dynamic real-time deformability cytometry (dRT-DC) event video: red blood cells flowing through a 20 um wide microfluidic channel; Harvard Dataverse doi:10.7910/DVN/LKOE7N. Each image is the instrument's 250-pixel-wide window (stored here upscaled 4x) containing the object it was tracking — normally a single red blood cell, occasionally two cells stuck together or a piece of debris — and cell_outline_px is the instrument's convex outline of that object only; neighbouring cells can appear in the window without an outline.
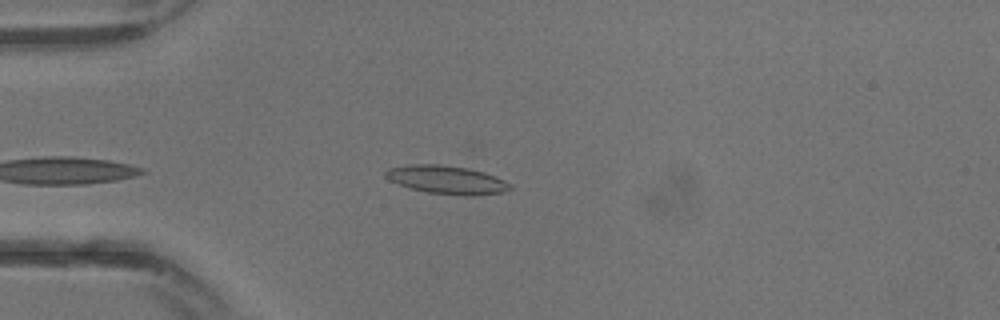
{"species": "common noctule bat (a hibernating species)", "species_latin": "Nyctalus noctula", "temperature_condition": "warm", "stored_images_in_passage": 22, "camera_frame_rate_fps": 3000, "um_per_image_px": 0.085, "animal": {"sex": "male", "body_mass_g": 13.3}, "frame": {"image": 1, "passage_image": 2, "time_ms": 0.333, "image_size_px": [1000, 320], "cell_outline_px": [[512, 188], [504, 192], [472, 196], [464, 196], [428, 192], [412, 188], [388, 180], [384, 176], [384, 172], [388, 168], [412, 164], [440, 164], [468, 168], [484, 172], [504, 180], [512, 184]], "centroid_in_image_um": [37.99, 15.28], "position_along_channel_um": 47.0, "area_um2": 20.58}}
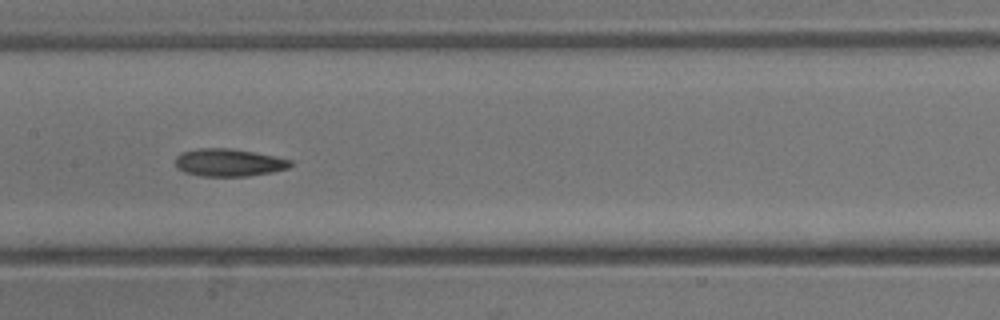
{"frame": {"image": 2, "passage_image": 9, "time_ms": 2.667, "image_size_px": [1000, 320], "cell_outline_px": [[292, 164], [288, 168], [272, 172], [248, 176], [200, 176], [184, 172], [176, 168], [176, 156], [180, 152], [200, 148], [228, 148], [252, 152], [292, 160]], "centroid_in_image_um": [19.4, 13.82], "position_along_channel_um": 188.0, "area_um2": 18.44}}
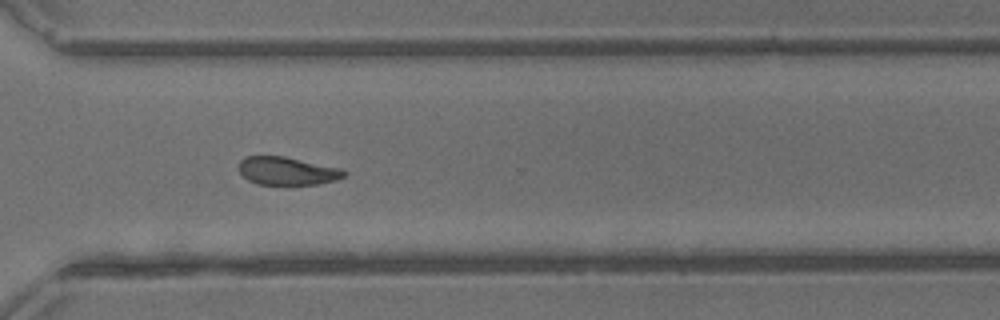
{"frame": {"image": 3, "passage_image": 16, "time_ms": 5.0, "image_size_px": [1000, 320], "cell_outline_px": [[348, 172], [344, 176], [336, 180], [316, 184], [256, 184], [248, 180], [240, 172], [240, 160], [244, 156], [284, 156], [340, 168]], "centroid_in_image_um": [24.41, 14.52], "position_along_channel_um": 346.2, "area_um2": 17.05}}